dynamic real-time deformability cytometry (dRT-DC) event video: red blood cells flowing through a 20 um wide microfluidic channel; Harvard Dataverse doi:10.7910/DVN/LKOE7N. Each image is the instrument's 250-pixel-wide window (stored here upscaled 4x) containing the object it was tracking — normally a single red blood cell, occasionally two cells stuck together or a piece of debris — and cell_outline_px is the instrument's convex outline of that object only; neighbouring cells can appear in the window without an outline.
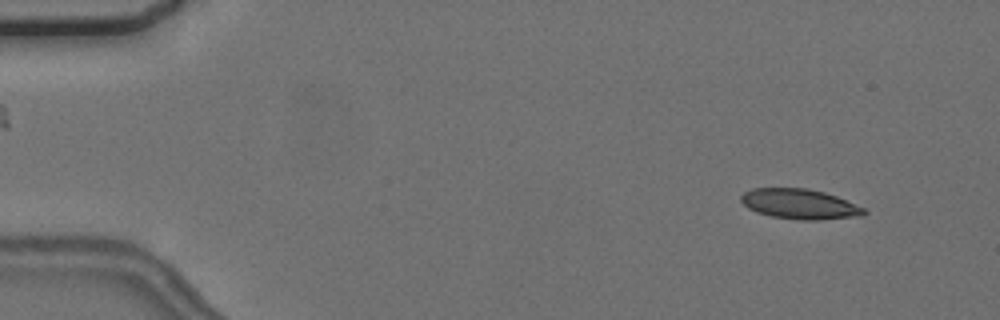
{"species": "common noctule bat (a hibernating species)", "species_latin": "Nyctalus noctula", "temperature_condition": "cold", "stored_images_in_passage": 5, "camera_frame_rate_fps": 3000, "um_per_image_px": 0.085, "animal": {"sex": "female", "body_mass_g": 24.6, "forearm_length_mm": 56.2}, "frame": {"image": 1, "passage_image": 1, "time_ms": 0.0, "image_size_px": [1000, 320], "cell_outline_px": [[868, 212], [864, 216], [820, 220], [796, 220], [772, 216], [756, 212], [748, 208], [740, 200], [740, 196], [744, 192], [752, 188], [808, 188], [824, 192], [836, 196], [864, 208]], "centroid_in_image_um": [67.98, 17.35], "position_along_channel_um": 17.0, "area_um2": 21.73}}
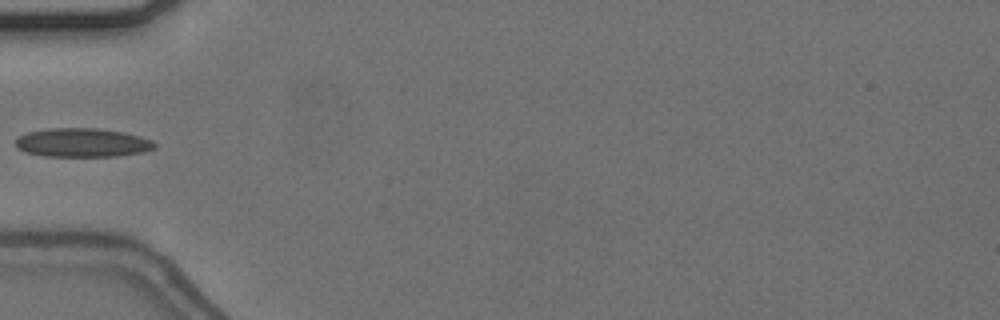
{"frame": {"image": 2, "passage_image": 5, "time_ms": 4.667, "image_size_px": [1000, 320], "cell_outline_px": [[156, 148], [144, 152], [116, 156], [44, 156], [24, 152], [16, 148], [16, 136], [28, 132], [48, 128], [100, 128], [124, 132], [140, 136], [152, 140], [156, 144]], "centroid_in_image_um": [6.99, 12.12], "position_along_channel_um": 78.0, "area_um2": 23.64}}